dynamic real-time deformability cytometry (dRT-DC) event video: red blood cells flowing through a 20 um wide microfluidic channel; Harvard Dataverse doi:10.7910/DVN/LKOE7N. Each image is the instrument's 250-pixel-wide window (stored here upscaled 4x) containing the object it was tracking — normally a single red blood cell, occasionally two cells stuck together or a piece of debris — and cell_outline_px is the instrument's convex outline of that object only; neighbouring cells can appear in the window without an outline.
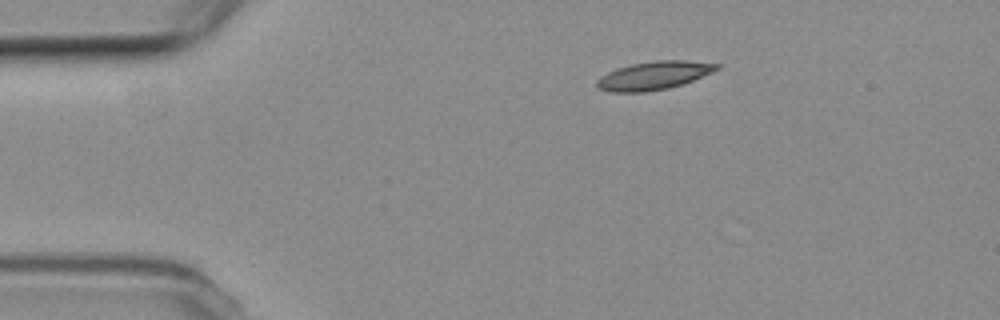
{"species": "common noctule bat (a hibernating species)", "species_latin": "Nyctalus noctula", "temperature_condition": "room temperature", "stored_images_in_passage": 3, "camera_frame_rate_fps": 3000, "um_per_image_px": 0.085, "animal": {"sex": "female", "body_mass_g": 19.3, "forearm_length_mm": 54.1}, "frame": {"image": 1, "passage_image": 1, "time_ms": 0.0, "image_size_px": [1000, 320], "cell_outline_px": [[720, 68], [712, 72], [692, 80], [668, 88], [644, 92], [608, 92], [596, 88], [596, 80], [600, 76], [616, 68], [632, 64], [656, 60], [688, 60], [720, 64]], "centroid_in_image_um": [55.53, 6.42], "position_along_channel_um": 29.5, "area_um2": 19.77}}